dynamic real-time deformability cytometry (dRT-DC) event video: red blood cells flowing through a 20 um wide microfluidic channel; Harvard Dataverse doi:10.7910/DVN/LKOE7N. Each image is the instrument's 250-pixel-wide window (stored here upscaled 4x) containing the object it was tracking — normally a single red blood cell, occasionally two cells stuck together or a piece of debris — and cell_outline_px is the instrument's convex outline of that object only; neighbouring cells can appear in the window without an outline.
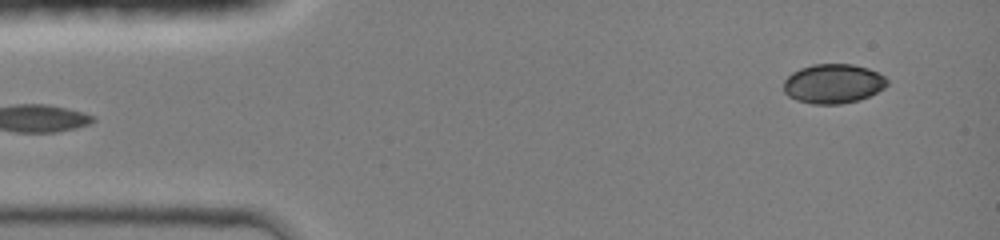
{"species": "common noctule bat (a hibernating species)", "species_latin": "Nyctalus noctula", "temperature_condition": "room temperature", "stored_images_in_passage": 7, "segment_of_instrument_passage": [2, 2], "camera_frame_rate_fps": 3000, "um_per_image_px": 0.085, "animal": {"sex": "female", "body_mass_g": 19.0, "forearm_length_mm": 51.5}, "frame": {"image": 1, "passage_image": 7, "time_ms": 4.667, "image_size_px": [1000, 240], "cell_outline_px": [[888, 84], [884, 88], [860, 100], [840, 104], [812, 104], [796, 100], [788, 96], [784, 92], [784, 80], [792, 72], [800, 68], [812, 64], [852, 64], [868, 68], [884, 76], [888, 80]], "centroid_in_image_um": [70.81, 7.11], "position_along_channel_um": 14.2, "area_um2": 23.87}}